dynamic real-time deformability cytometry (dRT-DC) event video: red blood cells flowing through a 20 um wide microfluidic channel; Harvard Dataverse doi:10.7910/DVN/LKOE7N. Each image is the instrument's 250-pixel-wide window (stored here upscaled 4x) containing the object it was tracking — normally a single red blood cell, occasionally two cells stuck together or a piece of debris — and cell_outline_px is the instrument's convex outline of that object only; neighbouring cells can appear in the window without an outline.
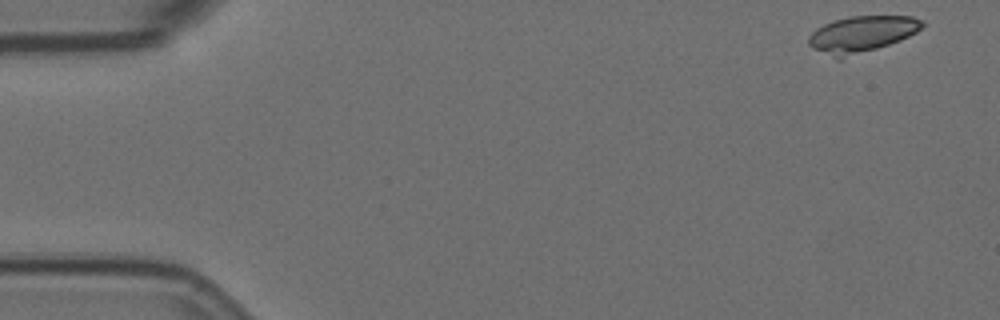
{"species": "Egyptian fruit bat (a non-hibernating species)", "species_latin": "Rousettus aegyptiacus", "temperature_condition": "room temperature", "stored_images_in_passage": 3, "camera_frame_rate_fps": 3000, "um_per_image_px": 0.085, "animal": {"sex": "female"}, "frame": {"image": 1, "passage_image": 1, "time_ms": 0.0, "image_size_px": [1000, 320], "cell_outline_px": [[924, 24], [916, 32], [900, 40], [840, 60], [836, 60], [812, 48], [808, 44], [808, 36], [816, 28], [824, 24], [848, 16], [912, 16], [924, 20]], "centroid_in_image_um": [73.2, 2.91], "position_along_channel_um": 11.8, "area_um2": 24.1}}